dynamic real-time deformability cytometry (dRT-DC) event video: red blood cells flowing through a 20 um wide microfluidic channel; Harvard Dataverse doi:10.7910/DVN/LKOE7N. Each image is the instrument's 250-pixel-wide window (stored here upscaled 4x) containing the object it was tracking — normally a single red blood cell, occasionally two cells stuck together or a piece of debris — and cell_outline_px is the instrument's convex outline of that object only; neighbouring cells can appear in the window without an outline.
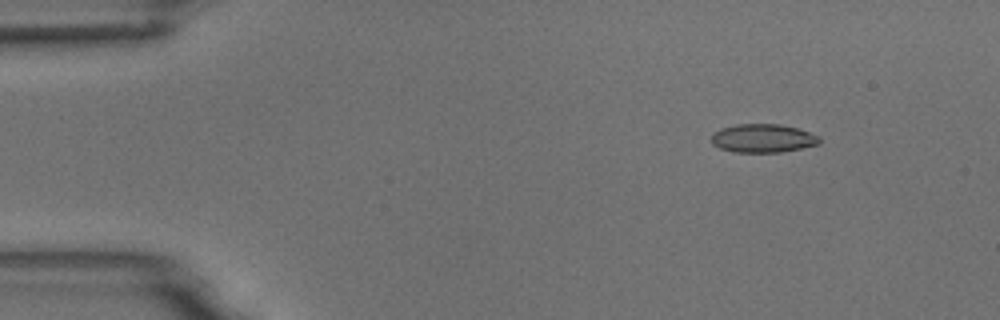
{"species": "common noctule bat (a hibernating species)", "species_latin": "Nyctalus noctula", "temperature_condition": "room temperature", "stored_images_in_passage": 6, "camera_frame_rate_fps": 3000, "um_per_image_px": 0.085, "animal": {"sex": "male", "body_mass_g": 18.8}, "frame": {"image": 1, "passage_image": 2, "time_ms": 1.333, "image_size_px": [1000, 320], "cell_outline_px": [[820, 144], [780, 152], [736, 152], [720, 148], [712, 144], [712, 132], [720, 128], [736, 124], [780, 124], [796, 128], [820, 136]], "centroid_in_image_um": [64.83, 11.75], "position_along_channel_um": 20.2, "area_um2": 17.92}}
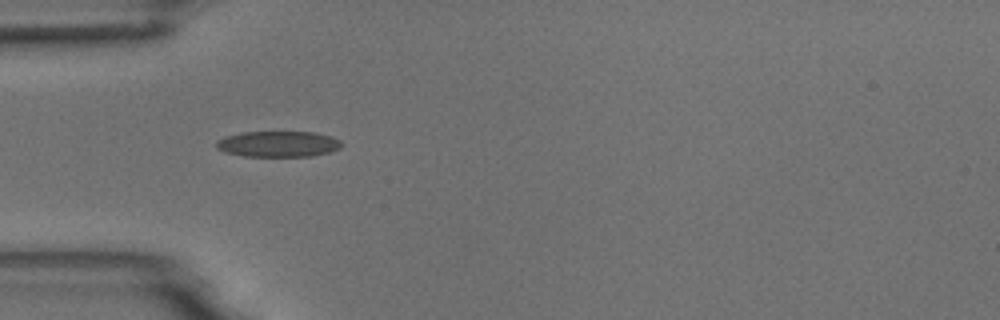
{"frame": {"image": 2, "passage_image": 5, "time_ms": 4.667, "image_size_px": [1000, 320], "cell_outline_px": [[344, 144], [340, 148], [328, 152], [312, 156], [244, 156], [228, 152], [216, 148], [216, 140], [224, 136], [240, 132], [312, 132], [332, 136], [340, 140]], "centroid_in_image_um": [23.65, 12.23], "position_along_channel_um": 61.3, "area_um2": 18.9}}